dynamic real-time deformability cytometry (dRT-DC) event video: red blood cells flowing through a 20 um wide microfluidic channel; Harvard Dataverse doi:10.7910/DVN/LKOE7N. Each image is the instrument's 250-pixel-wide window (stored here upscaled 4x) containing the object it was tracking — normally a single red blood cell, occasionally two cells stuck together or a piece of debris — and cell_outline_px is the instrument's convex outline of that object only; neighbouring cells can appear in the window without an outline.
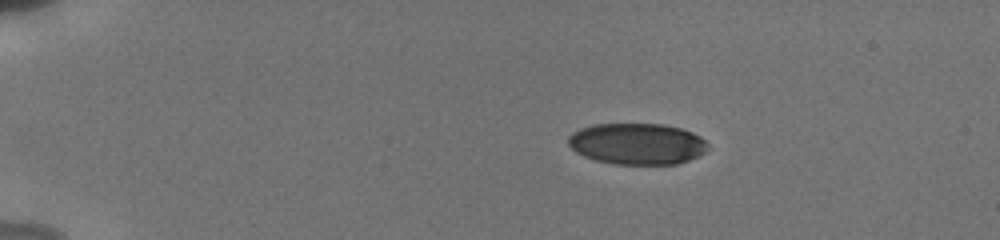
{"species": "human", "species_latin": "Homo sapiens", "temperature_condition": "cold", "stored_images_in_passage": 15, "camera_frame_rate_fps": 3000, "um_per_image_px": 0.085, "donor": {"sex": "male"}, "frame": {"image": 1, "passage_image": 1, "time_ms": 0.0, "image_size_px": [1000, 240], "cell_outline_px": [[708, 148], [704, 152], [688, 160], [676, 164], [616, 164], [596, 160], [584, 156], [576, 152], [568, 144], [568, 136], [572, 132], [580, 128], [592, 124], [664, 124], [680, 128], [692, 132], [700, 136], [708, 144]], "centroid_in_image_um": [54.13, 12.21], "position_along_channel_um": 30.9, "area_um2": 33.58}}